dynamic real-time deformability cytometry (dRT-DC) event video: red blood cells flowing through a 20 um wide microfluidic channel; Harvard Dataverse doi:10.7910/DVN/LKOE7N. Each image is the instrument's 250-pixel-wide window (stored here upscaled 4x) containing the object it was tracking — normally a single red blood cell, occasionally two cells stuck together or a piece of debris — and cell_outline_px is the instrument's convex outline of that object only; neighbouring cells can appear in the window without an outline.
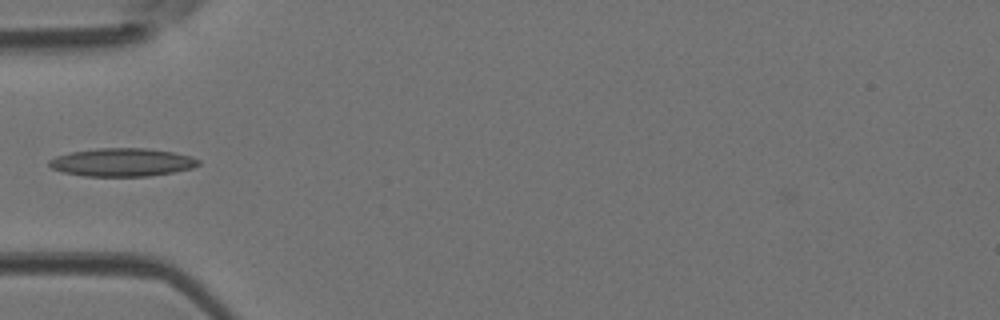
{"species": "Egyptian fruit bat (a non-hibernating species)", "species_latin": "Rousettus aegyptiacus", "temperature_condition": "room temperature", "stored_images_in_passage": 33, "camera_frame_rate_fps": 3000, "um_per_image_px": 0.085, "animal": {"sex": "female"}, "frame": {"image": 1, "passage_image": 3, "time_ms": 0.667, "image_size_px": [1000, 320], "cell_outline_px": [[200, 164], [192, 168], [172, 172], [148, 176], [84, 176], [64, 172], [52, 168], [48, 164], [48, 160], [56, 156], [72, 152], [96, 148], [144, 148], [176, 152], [192, 156], [200, 160]], "centroid_in_image_um": [10.4, 13.79], "position_along_channel_um": 74.6, "area_um2": 24.51}}
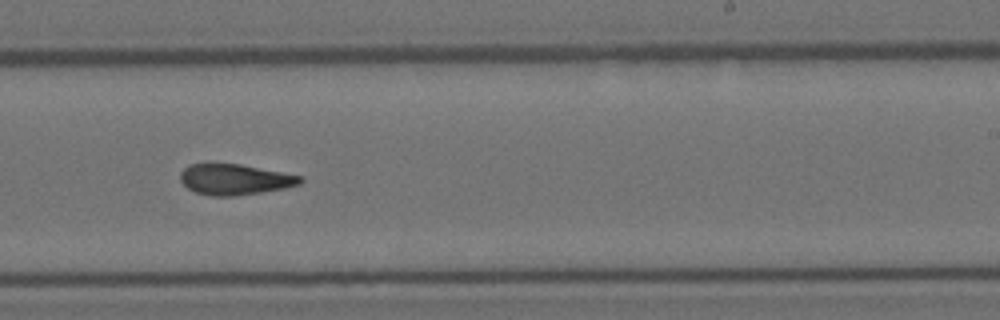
{"frame": {"image": 2, "passage_image": 16, "time_ms": 5.0, "image_size_px": [1000, 320], "cell_outline_px": [[304, 180], [300, 184], [284, 188], [260, 192], [232, 196], [212, 196], [196, 192], [188, 188], [180, 180], [180, 172], [188, 164], [204, 160], [208, 160], [240, 164], [304, 176]], "centroid_in_image_um": [19.9, 15.19], "position_along_channel_um": 269.1, "area_um2": 22.2}}
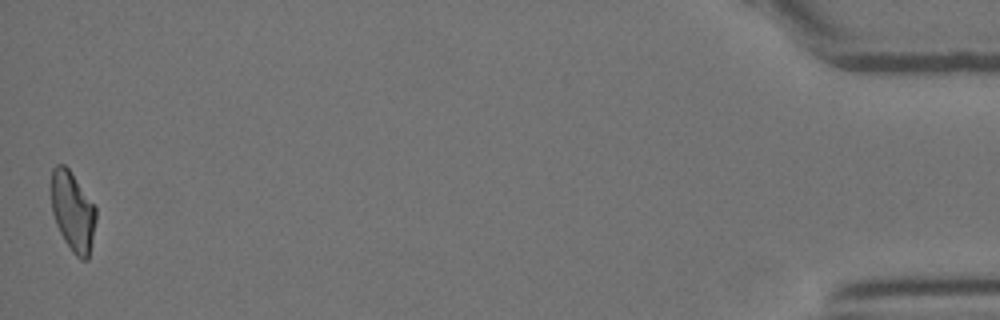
{"frame": {"image": 3, "passage_image": 33, "time_ms": 10.667, "image_size_px": [1000, 320], "cell_outline_px": [[96, 220], [88, 260], [80, 260], [72, 252], [64, 240], [56, 224], [52, 212], [52, 168], [56, 164], [64, 164], [68, 168], [96, 208]], "centroid_in_image_um": [6.18, 18.0], "position_along_channel_um": 429.0, "area_um2": 20.52}}